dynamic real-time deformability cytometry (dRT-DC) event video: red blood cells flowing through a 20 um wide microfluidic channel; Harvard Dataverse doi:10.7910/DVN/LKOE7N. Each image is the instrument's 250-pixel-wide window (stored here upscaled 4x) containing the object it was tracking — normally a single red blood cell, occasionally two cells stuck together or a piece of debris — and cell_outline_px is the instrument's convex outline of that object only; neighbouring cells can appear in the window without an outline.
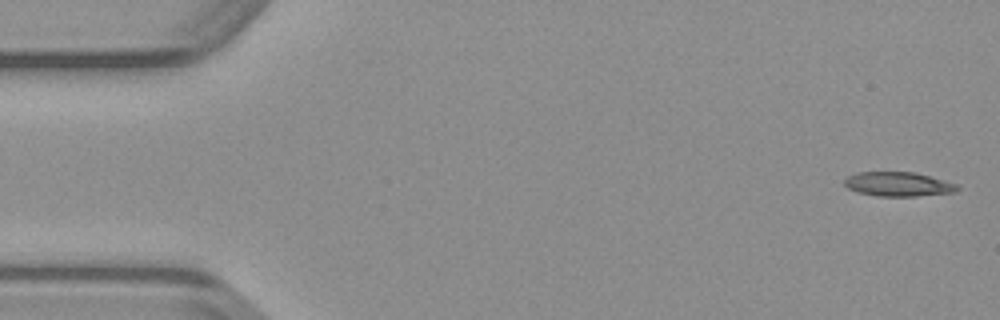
{"species": "common noctule bat (a hibernating species)", "species_latin": "Nyctalus noctula", "temperature_condition": "warm", "stored_images_in_passage": 10, "camera_frame_rate_fps": 3000, "um_per_image_px": 0.085, "animal": {"sex": "male", "body_mass_g": 23.1, "forearm_length_mm": 52.7}, "frame": {"image": 1, "passage_image": 1, "time_ms": 0.0, "image_size_px": [1000, 320], "cell_outline_px": [[960, 188], [956, 192], [916, 196], [876, 196], [856, 192], [848, 188], [844, 184], [844, 180], [848, 176], [856, 172], [912, 172], [960, 184]], "centroid_in_image_um": [76.35, 15.66], "position_along_channel_um": 8.6, "area_um2": 16.07}}